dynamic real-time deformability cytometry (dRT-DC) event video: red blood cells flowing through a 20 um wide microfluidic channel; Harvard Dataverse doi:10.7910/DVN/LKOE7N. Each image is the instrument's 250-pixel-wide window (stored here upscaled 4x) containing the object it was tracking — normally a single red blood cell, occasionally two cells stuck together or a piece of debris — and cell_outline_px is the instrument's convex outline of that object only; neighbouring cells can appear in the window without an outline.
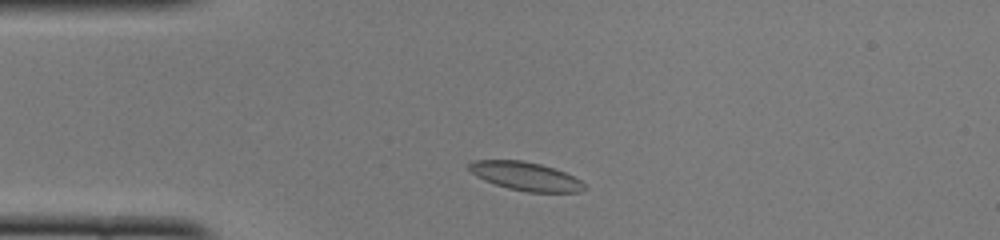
{"species": "common noctule bat (a hibernating species)", "species_latin": "Nyctalus noctula", "temperature_condition": "cold", "stored_images_in_passage": 34, "camera_frame_rate_fps": 3000, "um_per_image_px": 0.085, "animal": {"sex": "female", "body_mass_g": 22.0, "forearm_length_mm": 56.7}, "frame": {"image": 1, "passage_image": 1, "time_ms": 0.0, "image_size_px": [1000, 240], "cell_outline_px": [[588, 188], [580, 192], [528, 192], [508, 188], [484, 180], [476, 176], [468, 168], [468, 164], [472, 160], [524, 160], [556, 168], [580, 180]], "centroid_in_image_um": [44.69, 14.97], "position_along_channel_um": 40.3, "area_um2": 19.19}}
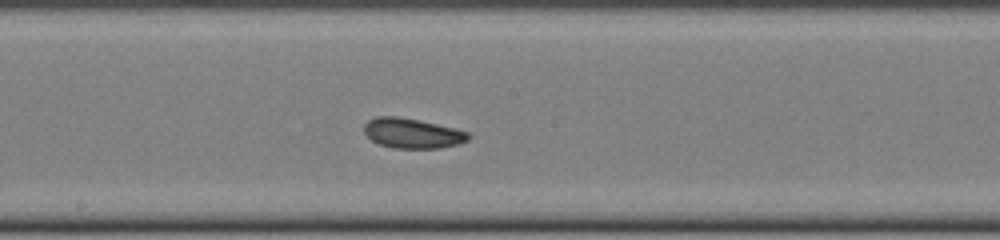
{"frame": {"image": 2, "passage_image": 16, "time_ms": 5.0, "image_size_px": [1000, 240], "cell_outline_px": [[472, 136], [468, 140], [460, 144], [440, 148], [392, 148], [380, 144], [372, 140], [364, 132], [364, 124], [368, 120], [376, 116], [396, 116], [420, 120], [456, 128], [468, 132]], "centroid_in_image_um": [35.08, 11.32], "position_along_channel_um": 213.1, "area_um2": 18.38}}
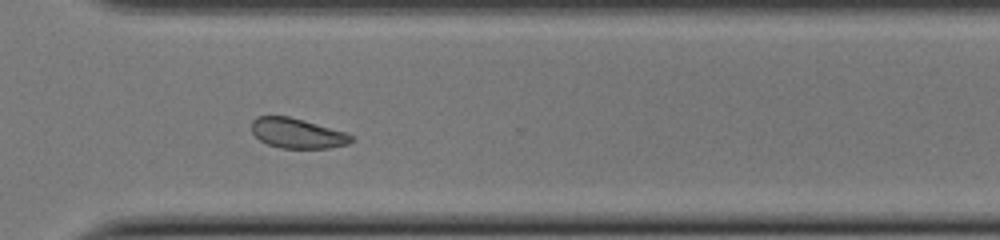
{"frame": {"image": 3, "passage_image": 26, "time_ms": 8.333, "image_size_px": [1000, 240], "cell_outline_px": [[352, 140], [348, 144], [328, 148], [280, 148], [268, 144], [260, 140], [252, 132], [252, 120], [256, 116], [288, 116], [304, 120], [344, 132], [352, 136]], "centroid_in_image_um": [25.23, 11.32], "position_along_channel_um": 345.4, "area_um2": 17.22}, "authors_computed_cell_mechanics": {"area_um2": 18.6694, "velocity_mm_per_s": 3.943, "shape_relaxation_time_tau1_ms": 4.4884, "shape_relaxation_time_tau2_ms": 2.6712, "deformation_change_tau1": 0.0726, "deformation_change_tau2": 0.0475}}